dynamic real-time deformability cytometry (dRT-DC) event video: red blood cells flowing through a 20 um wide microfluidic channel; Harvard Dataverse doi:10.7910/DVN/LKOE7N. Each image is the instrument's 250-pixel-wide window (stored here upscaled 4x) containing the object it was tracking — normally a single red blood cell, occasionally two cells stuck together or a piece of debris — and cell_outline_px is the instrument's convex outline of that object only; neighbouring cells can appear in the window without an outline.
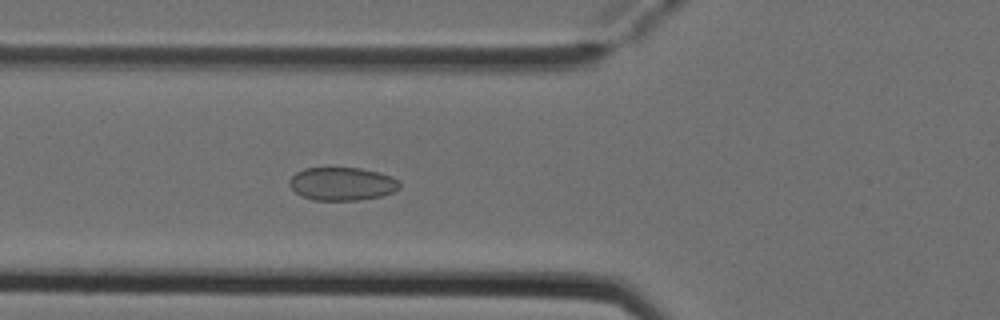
{"species": "Egyptian fruit bat (a non-hibernating species)", "species_latin": "Rousettus aegyptiacus", "temperature_condition": "cold", "stored_images_in_passage": 3, "camera_frame_rate_fps": 3000, "um_per_image_px": 0.085, "animal": {"sex": "female"}, "frame": {"image": 1, "passage_image": 3, "time_ms": 0.667, "image_size_px": [1000, 320], "cell_outline_px": [[400, 188], [392, 192], [380, 196], [360, 200], [312, 200], [300, 196], [288, 184], [288, 180], [296, 172], [304, 168], [360, 168], [380, 172], [392, 176], [400, 180]], "centroid_in_image_um": [29.08, 15.62], "position_along_channel_um": 96.7, "area_um2": 21.5}}